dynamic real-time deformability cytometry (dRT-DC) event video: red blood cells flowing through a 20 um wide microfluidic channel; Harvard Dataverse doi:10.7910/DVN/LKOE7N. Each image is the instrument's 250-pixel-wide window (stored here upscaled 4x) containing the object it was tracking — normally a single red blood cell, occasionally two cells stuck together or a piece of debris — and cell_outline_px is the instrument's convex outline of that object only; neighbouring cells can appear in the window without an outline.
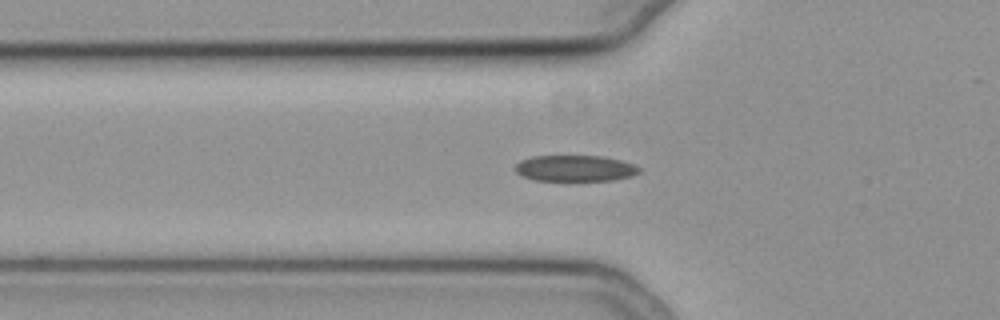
{"species": "common noctule bat (a hibernating species)", "species_latin": "Nyctalus noctula", "temperature_condition": "cold", "stored_images_in_passage": 34, "camera_frame_rate_fps": 3000, "um_per_image_px": 0.085, "animal": {"sex": "female", "body_mass_g": 19.3, "forearm_length_mm": 54.1}, "frame": {"image": 1, "passage_image": 4, "time_ms": 1.0, "image_size_px": [1000, 320], "cell_outline_px": [[640, 172], [632, 176], [612, 180], [532, 180], [516, 172], [512, 168], [520, 160], [532, 156], [600, 156], [620, 160], [636, 164], [640, 168]], "centroid_in_image_um": [48.87, 14.3], "position_along_channel_um": 76.9, "area_um2": 18.9}}
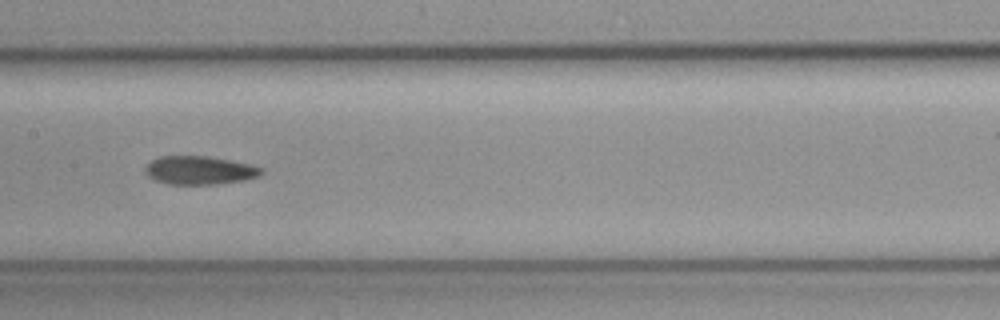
{"frame": {"image": 2, "passage_image": 13, "time_ms": 4.0, "image_size_px": [1000, 320], "cell_outline_px": [[264, 172], [260, 176], [244, 180], [216, 184], [168, 184], [156, 180], [148, 176], [144, 172], [144, 168], [152, 160], [160, 156], [208, 156], [252, 164], [264, 168]], "centroid_in_image_um": [17.0, 14.47], "position_along_channel_um": 190.4, "area_um2": 19.36}}
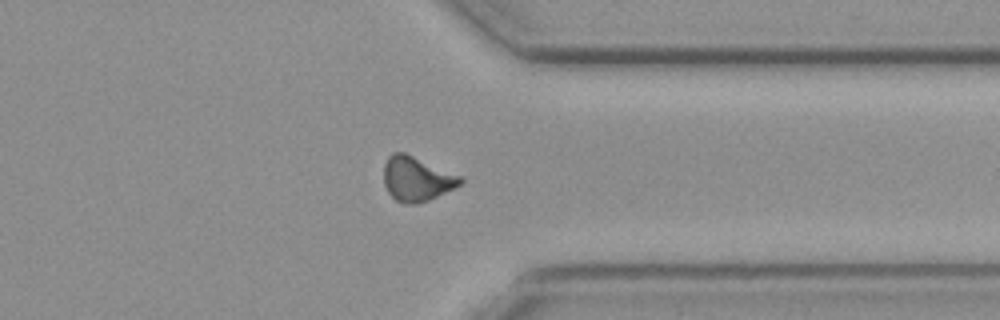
{"frame": {"image": 3, "passage_image": 28, "time_ms": 9.0, "image_size_px": [1000, 320], "cell_outline_px": [[464, 180], [460, 184], [428, 200], [416, 204], [404, 204], [396, 200], [388, 192], [384, 184], [384, 164], [388, 156], [392, 152], [404, 152], [460, 176]], "centroid_in_image_um": [35.36, 15.2], "position_along_channel_um": 376.0, "area_um2": 19.54}}